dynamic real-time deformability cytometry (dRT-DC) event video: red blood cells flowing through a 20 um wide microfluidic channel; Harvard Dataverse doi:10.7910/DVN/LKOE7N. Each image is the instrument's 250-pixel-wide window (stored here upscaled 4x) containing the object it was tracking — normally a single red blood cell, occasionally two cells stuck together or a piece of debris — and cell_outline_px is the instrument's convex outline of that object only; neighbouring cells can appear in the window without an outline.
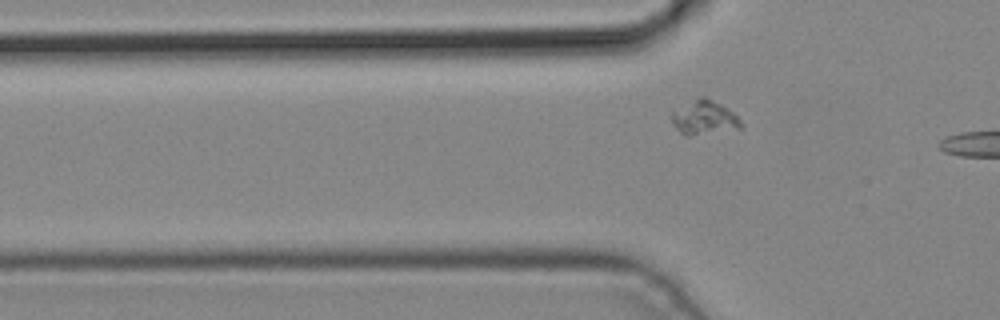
{"species": "common noctule bat (a hibernating species)", "species_latin": "Nyctalus noctula", "temperature_condition": "cold", "stored_images_in_passage": 4, "camera_frame_rate_fps": 3000, "um_per_image_px": 0.085, "animal": {"sex": "male", "body_mass_g": 19.2, "forearm_length_mm": 51.8}, "frame": {"image": 1, "passage_image": 4, "time_ms": 1.0, "image_size_px": [1000, 320], "cell_outline_px": [[744, 124], [740, 128], [688, 136], [684, 136], [672, 124], [672, 112], [700, 96], [704, 96], [720, 104], [732, 112]], "centroid_in_image_um": [59.85, 10.01], "position_along_channel_um": 66.0, "area_um2": 13.47}}